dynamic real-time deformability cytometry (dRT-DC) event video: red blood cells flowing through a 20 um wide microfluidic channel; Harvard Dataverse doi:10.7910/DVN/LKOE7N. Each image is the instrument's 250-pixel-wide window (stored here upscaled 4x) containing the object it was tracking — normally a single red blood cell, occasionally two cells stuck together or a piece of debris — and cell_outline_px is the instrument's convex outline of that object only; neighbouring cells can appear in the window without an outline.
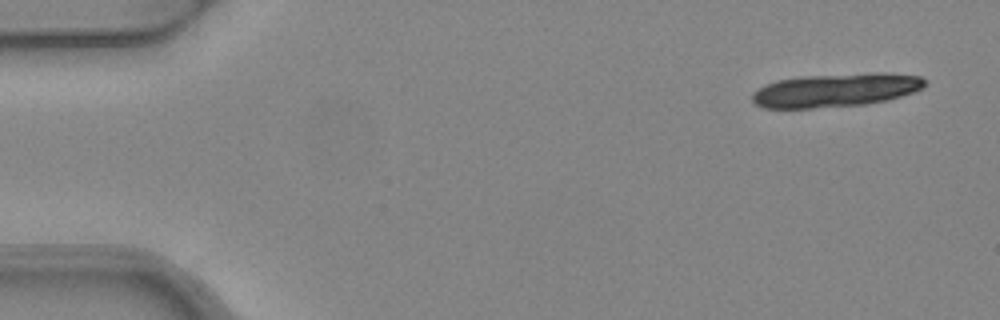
{"species": "common noctule bat (a hibernating species)", "species_latin": "Nyctalus noctula", "temperature_condition": "warm", "stored_images_in_passage": 5, "camera_frame_rate_fps": 3000, "um_per_image_px": 0.085, "animal": {"sex": "female", "body_mass_g": 24.6, "forearm_length_mm": 56.2}, "frame": {"image": 1, "passage_image": 1, "time_ms": 0.0, "image_size_px": [1000, 320], "cell_outline_px": [[928, 84], [924, 88], [888, 100], [864, 104], [812, 108], [764, 108], [756, 104], [752, 100], [752, 92], [764, 84], [776, 80], [800, 76], [872, 72], [884, 72], [920, 76], [928, 80]], "centroid_in_image_um": [71.05, 7.64], "position_along_channel_um": 14.0, "area_um2": 34.22}}
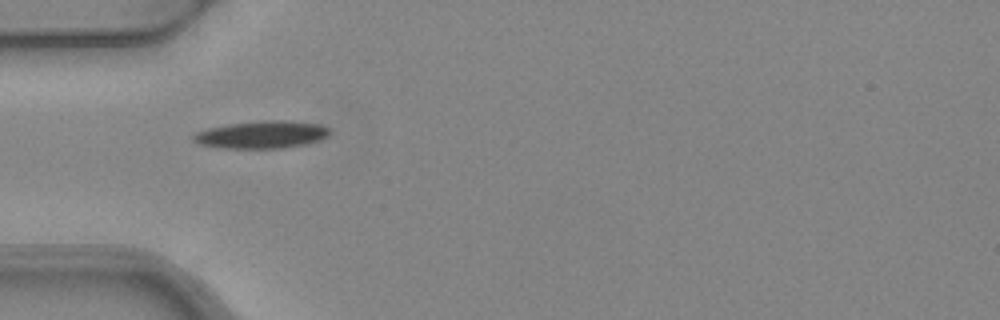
{"frame": {"image": 2, "passage_image": 5, "time_ms": 1.333, "image_size_px": [1000, 320], "cell_outline_px": [[332, 132], [328, 136], [320, 140], [304, 144], [284, 148], [224, 148], [196, 144], [192, 140], [192, 136], [196, 132], [208, 128], [228, 124], [264, 120], [288, 120], [320, 124], [328, 128]], "centroid_in_image_um": [22.24, 11.44], "position_along_channel_um": 62.8, "area_um2": 22.02}}